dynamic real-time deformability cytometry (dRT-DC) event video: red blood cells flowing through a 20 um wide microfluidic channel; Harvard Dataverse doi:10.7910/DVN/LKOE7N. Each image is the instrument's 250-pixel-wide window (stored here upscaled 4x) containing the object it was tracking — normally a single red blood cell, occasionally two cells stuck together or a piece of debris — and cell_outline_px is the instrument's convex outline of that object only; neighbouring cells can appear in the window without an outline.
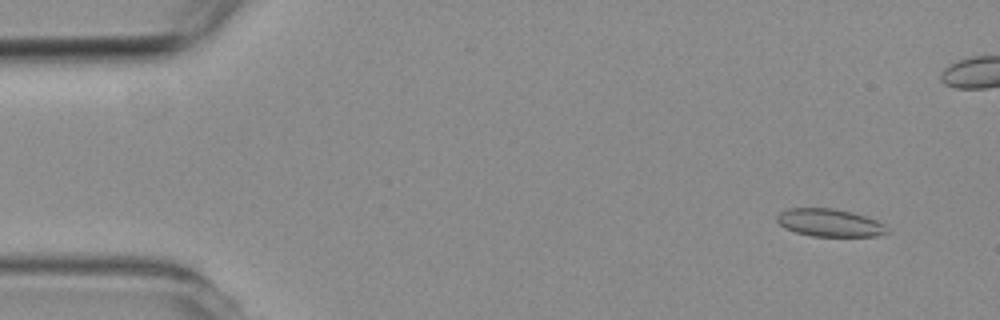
{"species": "common noctule bat (a hibernating species)", "species_latin": "Nyctalus noctula", "temperature_condition": "room temperature", "stored_images_in_passage": 3, "camera_frame_rate_fps": 3000, "um_per_image_px": 0.085, "animal": {"sex": "female", "body_mass_g": 19.3, "forearm_length_mm": 54.1}, "frame": {"image": 1, "passage_image": 1, "time_ms": 0.0, "image_size_px": [1000, 320], "cell_outline_px": [[892, 232], [876, 236], [812, 236], [796, 232], [784, 228], [776, 220], [776, 216], [780, 212], [788, 208], [832, 208], [852, 212], [876, 220], [884, 224]], "centroid_in_image_um": [70.53, 18.93], "position_along_channel_um": 14.5, "area_um2": 17.86}}